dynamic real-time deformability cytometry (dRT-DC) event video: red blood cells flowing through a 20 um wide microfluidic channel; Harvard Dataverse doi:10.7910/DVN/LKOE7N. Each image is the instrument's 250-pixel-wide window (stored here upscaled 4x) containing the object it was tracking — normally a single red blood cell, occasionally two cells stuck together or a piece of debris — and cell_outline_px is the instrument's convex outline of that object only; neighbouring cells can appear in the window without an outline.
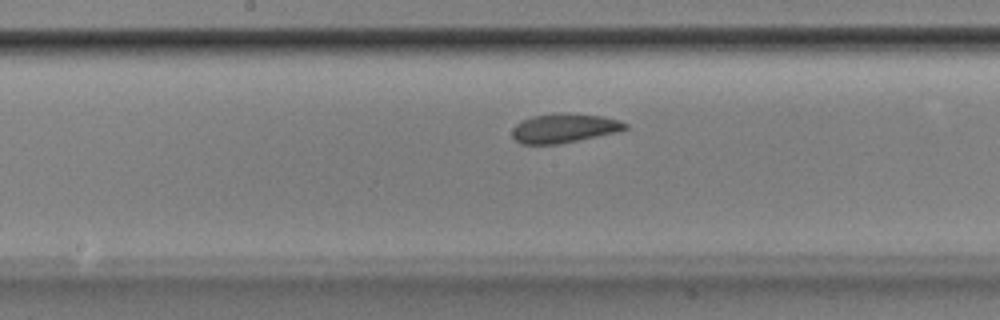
{"species": "Egyptian fruit bat (a non-hibernating species)", "species_latin": "Rousettus aegyptiacus", "temperature_condition": "room temperature", "stored_images_in_passage": 46, "camera_frame_rate_fps": 3000, "um_per_image_px": 0.085, "animal": {"sex": "male"}, "frame": {"image": 1, "passage_image": 21, "time_ms": 6.667, "image_size_px": [1000, 320], "cell_outline_px": [[628, 128], [616, 132], [560, 144], [520, 144], [512, 136], [512, 128], [516, 124], [532, 116], [560, 112], [600, 116], [620, 120], [628, 124]], "centroid_in_image_um": [47.94, 10.89], "position_along_channel_um": 200.3, "area_um2": 19.19}}
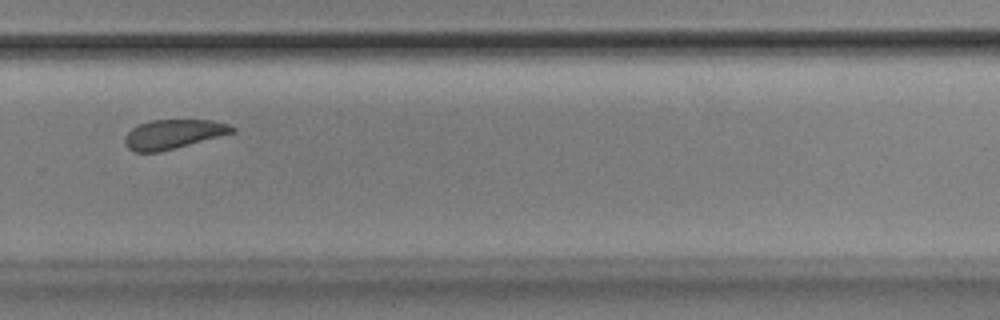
{"frame": {"image": 2, "passage_image": 30, "time_ms": 9.667, "image_size_px": [1000, 320], "cell_outline_px": [[236, 132], [160, 152], [132, 152], [124, 144], [124, 140], [128, 132], [132, 128], [140, 124], [152, 120], [212, 120], [228, 124], [236, 128]], "centroid_in_image_um": [14.73, 11.41], "position_along_channel_um": 315.1, "area_um2": 18.32}}
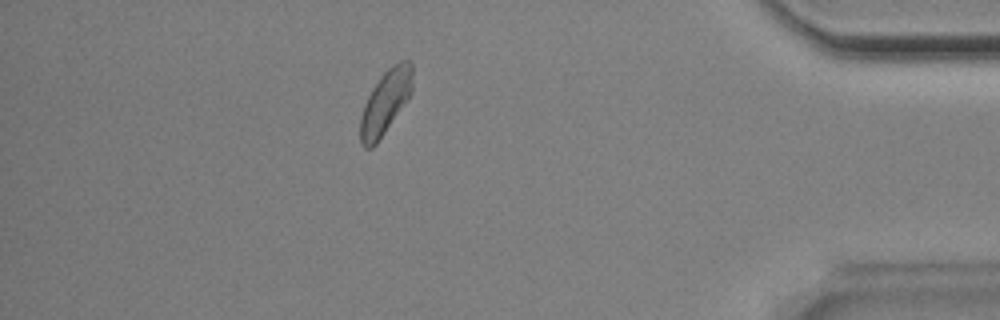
{"frame": {"image": 3, "passage_image": 40, "time_ms": 13.0, "image_size_px": [1000, 320], "cell_outline_px": [[412, 92], [376, 144], [372, 148], [364, 148], [360, 144], [360, 116], [364, 104], [372, 88], [380, 76], [392, 64], [400, 60], [412, 60]], "centroid_in_image_um": [32.74, 8.66], "position_along_channel_um": 402.5, "area_um2": 19.36}, "authors_computed_cell_mechanics": {"area_um2": 19.5075, "velocity_mm_per_s": 3.8417, "shape_relaxation_time_tau1_ms": 3.2705, "shape_relaxation_time_tau2_ms": 3.6905, "deformation_change_tau1": 0.0806, "deformation_change_tau2": 0.0966}}